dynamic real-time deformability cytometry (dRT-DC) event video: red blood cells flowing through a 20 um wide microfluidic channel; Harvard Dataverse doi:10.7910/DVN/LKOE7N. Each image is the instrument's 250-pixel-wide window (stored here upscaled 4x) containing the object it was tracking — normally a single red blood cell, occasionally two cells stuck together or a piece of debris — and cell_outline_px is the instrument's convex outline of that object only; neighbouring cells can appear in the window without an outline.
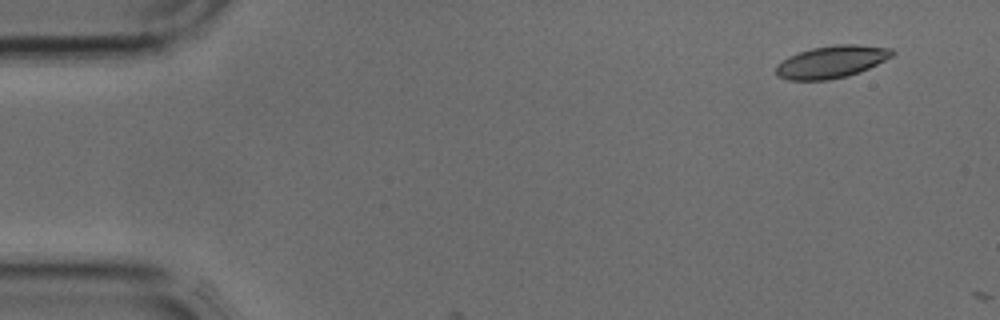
{"species": "common noctule bat (a hibernating species)", "species_latin": "Nyctalus noctula", "temperature_condition": "cold", "stored_images_in_passage": 2, "camera_frame_rate_fps": 3000, "um_per_image_px": 0.085, "animal": {"sex": "male", "body_mass_g": 17.9, "forearm_length_mm": 54.2}, "frame": {"image": 1, "passage_image": 1, "time_ms": 0.0, "image_size_px": [1000, 320], "cell_outline_px": [[896, 52], [892, 56], [860, 72], [848, 76], [828, 80], [788, 80], [776, 76], [776, 64], [788, 56], [812, 48], [836, 44], [856, 44], [892, 48]], "centroid_in_image_um": [70.66, 5.25], "position_along_channel_um": 14.3, "area_um2": 21.96}}